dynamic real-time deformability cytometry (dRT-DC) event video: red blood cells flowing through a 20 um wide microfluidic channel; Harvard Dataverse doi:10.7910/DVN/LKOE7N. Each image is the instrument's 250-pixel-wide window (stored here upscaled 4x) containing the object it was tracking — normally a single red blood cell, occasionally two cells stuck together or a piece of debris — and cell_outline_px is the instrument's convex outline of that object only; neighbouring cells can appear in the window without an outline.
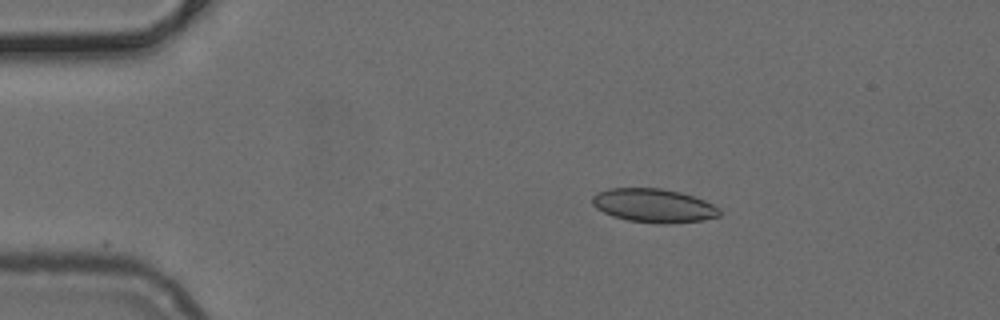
{"species": "common noctule bat (a hibernating species)", "species_latin": "Nyctalus noctula", "temperature_condition": "cold", "stored_images_in_passage": 43, "camera_frame_rate_fps": 3000, "um_per_image_px": 0.085, "animal": {"sex": "female", "body_mass_g": 24.6, "forearm_length_mm": 56.2}, "frame": {"image": 1, "passage_image": 1, "time_ms": 0.0, "image_size_px": [1000, 320], "cell_outline_px": [[720, 216], [704, 220], [668, 224], [660, 224], [628, 220], [612, 216], [596, 208], [592, 204], [592, 196], [596, 192], [608, 188], [660, 188], [680, 192], [704, 200], [720, 208]], "centroid_in_image_um": [55.55, 17.47], "position_along_channel_um": 29.4, "area_um2": 25.14}}
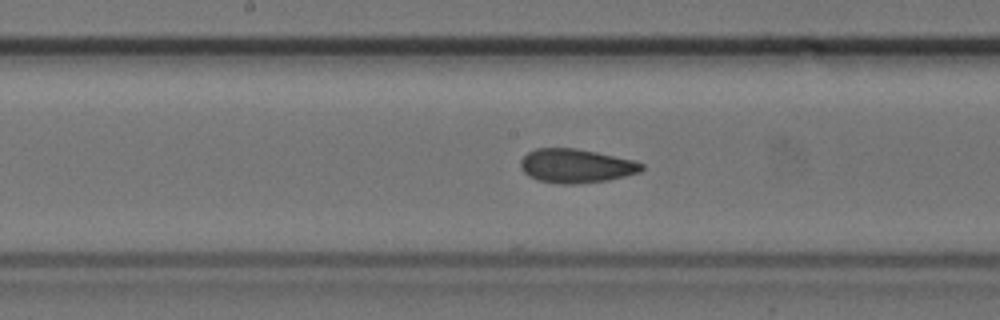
{"frame": {"image": 2, "passage_image": 18, "time_ms": 5.667, "image_size_px": [1000, 320], "cell_outline_px": [[644, 168], [640, 172], [608, 180], [576, 184], [560, 184], [536, 180], [528, 176], [520, 168], [520, 160], [528, 152], [536, 148], [576, 148], [596, 152], [632, 160], [644, 164]], "centroid_in_image_um": [48.93, 14.1], "position_along_channel_um": 199.3, "area_um2": 23.99}}
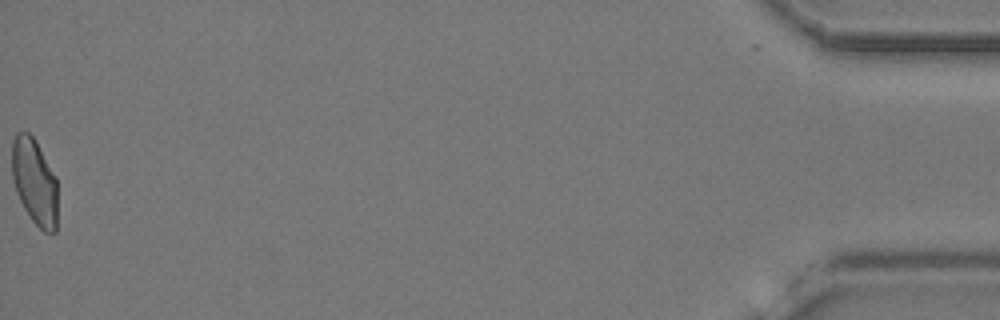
{"frame": {"image": 3, "passage_image": 43, "time_ms": 14.0, "image_size_px": [1000, 320], "cell_outline_px": [[56, 232], [44, 232], [32, 220], [24, 208], [16, 192], [12, 180], [12, 140], [16, 132], [28, 132], [36, 140], [56, 176]], "centroid_in_image_um": [2.92, 15.41], "position_along_channel_um": 432.3, "area_um2": 22.95}}